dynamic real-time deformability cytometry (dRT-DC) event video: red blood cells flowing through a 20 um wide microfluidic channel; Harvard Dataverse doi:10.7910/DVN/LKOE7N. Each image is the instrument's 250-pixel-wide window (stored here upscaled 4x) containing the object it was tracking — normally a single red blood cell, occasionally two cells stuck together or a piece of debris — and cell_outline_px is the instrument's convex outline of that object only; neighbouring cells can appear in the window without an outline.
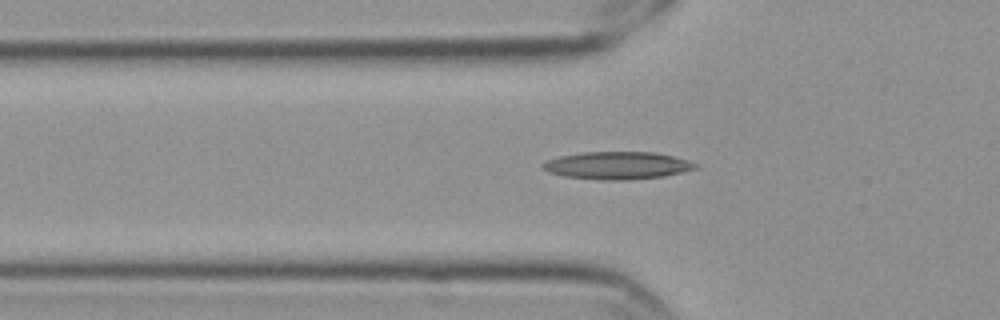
{"species": "Egyptian fruit bat (a non-hibernating species)", "species_latin": "Rousettus aegyptiacus", "temperature_condition": "cold", "stored_images_in_passage": 39, "camera_frame_rate_fps": 3000, "um_per_image_px": 0.085, "frame": {"image": 1, "passage_image": 4, "time_ms": 1.0, "image_size_px": [1000, 320], "cell_outline_px": [[700, 168], [664, 176], [624, 180], [596, 180], [564, 176], [548, 172], [540, 168], [540, 164], [548, 160], [560, 156], [580, 152], [656, 152], [688, 160], [700, 164]], "centroid_in_image_um": [52.47, 14.06], "position_along_channel_um": 73.3, "area_um2": 24.8}}
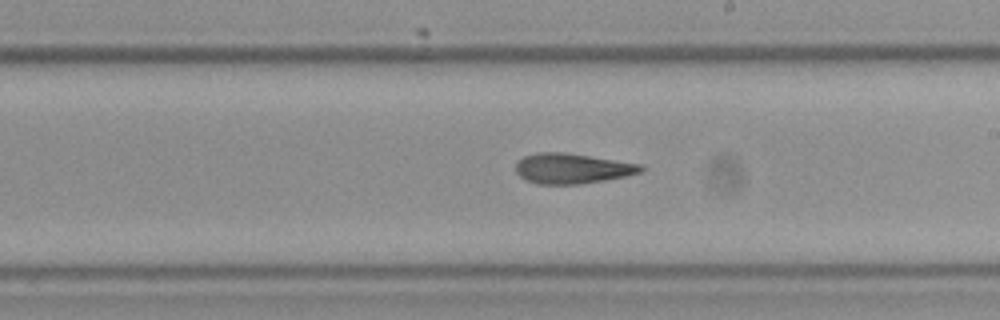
{"frame": {"image": 2, "passage_image": 18, "time_ms": 5.667, "image_size_px": [1000, 320], "cell_outline_px": [[644, 168], [640, 172], [624, 176], [604, 180], [580, 184], [536, 184], [520, 176], [516, 172], [516, 164], [524, 156], [536, 152], [564, 152], [640, 164]], "centroid_in_image_um": [48.59, 14.32], "position_along_channel_um": 240.4, "area_um2": 21.73}}
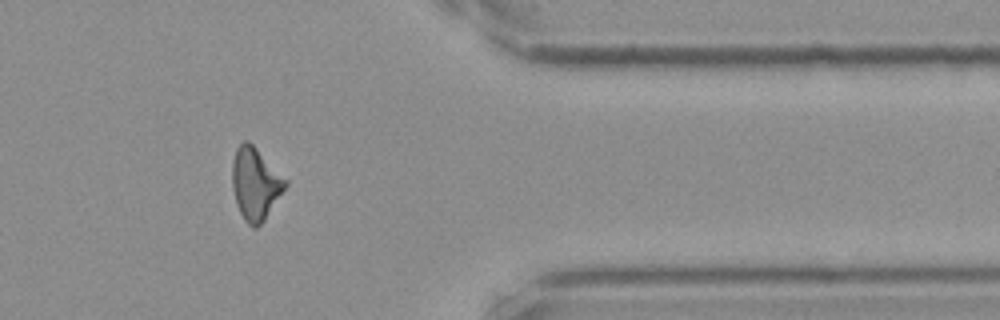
{"frame": {"image": 3, "passage_image": 32, "time_ms": 10.333, "image_size_px": [1000, 320], "cell_outline_px": [[288, 184], [264, 220], [256, 228], [252, 228], [244, 220], [236, 204], [232, 188], [232, 160], [236, 148], [244, 140], [248, 140], [288, 180]], "centroid_in_image_um": [21.69, 15.62], "position_along_channel_um": 389.7, "area_um2": 22.37}}